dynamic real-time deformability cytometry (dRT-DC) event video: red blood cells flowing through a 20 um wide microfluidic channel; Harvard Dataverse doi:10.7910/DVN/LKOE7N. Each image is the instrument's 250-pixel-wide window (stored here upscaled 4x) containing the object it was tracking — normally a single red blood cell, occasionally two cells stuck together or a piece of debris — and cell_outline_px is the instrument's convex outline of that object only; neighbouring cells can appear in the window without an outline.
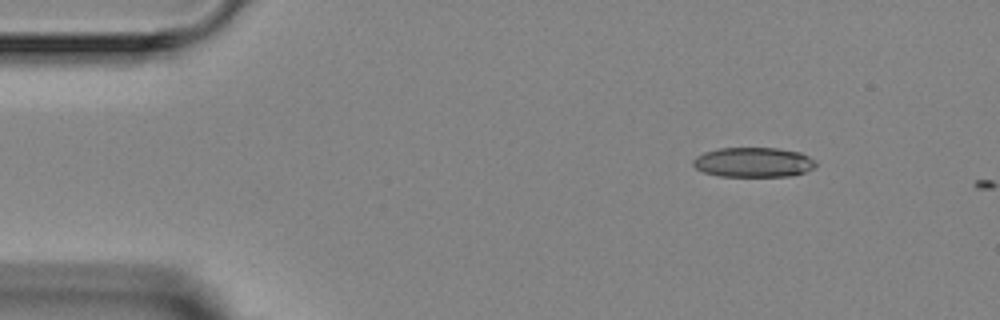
{"species": "Egyptian fruit bat (a non-hibernating species)", "species_latin": "Rousettus aegyptiacus", "temperature_condition": "room temperature", "stored_images_in_passage": 2, "camera_frame_rate_fps": 3000, "um_per_image_px": 0.085, "animal": {"sex": "female"}, "frame": {"image": 1, "passage_image": 1, "time_ms": 0.0, "image_size_px": [1000, 320], "cell_outline_px": [[816, 168], [792, 176], [720, 176], [704, 172], [696, 168], [692, 164], [692, 160], [696, 156], [704, 152], [720, 148], [776, 148], [800, 152], [816, 160]], "centroid_in_image_um": [64.06, 13.79], "position_along_channel_um": 20.9, "area_um2": 21.39}}